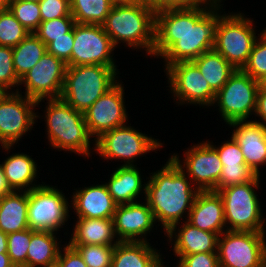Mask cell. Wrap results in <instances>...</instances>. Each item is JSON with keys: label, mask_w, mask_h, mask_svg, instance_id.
Instances as JSON below:
<instances>
[{"label": "cell", "mask_w": 266, "mask_h": 267, "mask_svg": "<svg viewBox=\"0 0 266 267\" xmlns=\"http://www.w3.org/2000/svg\"><path fill=\"white\" fill-rule=\"evenodd\" d=\"M211 2L155 13V45L152 57L161 58L166 69L190 62L213 50L215 29L224 4Z\"/></svg>", "instance_id": "6da1fadb"}, {"label": "cell", "mask_w": 266, "mask_h": 267, "mask_svg": "<svg viewBox=\"0 0 266 267\" xmlns=\"http://www.w3.org/2000/svg\"><path fill=\"white\" fill-rule=\"evenodd\" d=\"M147 179L144 200L162 231L166 233L173 225L187 221L199 190L173 159L169 157L166 164L150 173Z\"/></svg>", "instance_id": "7a4b0ae2"}, {"label": "cell", "mask_w": 266, "mask_h": 267, "mask_svg": "<svg viewBox=\"0 0 266 267\" xmlns=\"http://www.w3.org/2000/svg\"><path fill=\"white\" fill-rule=\"evenodd\" d=\"M45 100L47 105L43 118L46 123V139L51 149L89 158L92 151H95V140H91L94 138L88 131L83 112L75 110L61 98L39 100L37 107ZM91 145L94 148L91 149Z\"/></svg>", "instance_id": "3957f363"}, {"label": "cell", "mask_w": 266, "mask_h": 267, "mask_svg": "<svg viewBox=\"0 0 266 267\" xmlns=\"http://www.w3.org/2000/svg\"><path fill=\"white\" fill-rule=\"evenodd\" d=\"M102 27L115 48L124 43L125 47L139 51L143 49L146 55L152 57L155 12L151 8L137 3L113 5Z\"/></svg>", "instance_id": "277c9868"}, {"label": "cell", "mask_w": 266, "mask_h": 267, "mask_svg": "<svg viewBox=\"0 0 266 267\" xmlns=\"http://www.w3.org/2000/svg\"><path fill=\"white\" fill-rule=\"evenodd\" d=\"M118 70L104 65L67 66L60 98L84 113L119 81Z\"/></svg>", "instance_id": "5b68a950"}, {"label": "cell", "mask_w": 266, "mask_h": 267, "mask_svg": "<svg viewBox=\"0 0 266 267\" xmlns=\"http://www.w3.org/2000/svg\"><path fill=\"white\" fill-rule=\"evenodd\" d=\"M260 175L253 181L225 187L218 191L224 203L227 230L266 232V218L257 194ZM257 189V190H256Z\"/></svg>", "instance_id": "8992f818"}, {"label": "cell", "mask_w": 266, "mask_h": 267, "mask_svg": "<svg viewBox=\"0 0 266 267\" xmlns=\"http://www.w3.org/2000/svg\"><path fill=\"white\" fill-rule=\"evenodd\" d=\"M228 13L218 18L213 49L239 70L247 64L260 34L256 32L253 18H247L241 11Z\"/></svg>", "instance_id": "52a82bcc"}, {"label": "cell", "mask_w": 266, "mask_h": 267, "mask_svg": "<svg viewBox=\"0 0 266 267\" xmlns=\"http://www.w3.org/2000/svg\"><path fill=\"white\" fill-rule=\"evenodd\" d=\"M161 140L153 138L151 135L136 130L128 123L103 133L95 140V153L99 158L115 160L122 166H136L137 158L144 157L145 154L155 152L164 145Z\"/></svg>", "instance_id": "ba28073f"}, {"label": "cell", "mask_w": 266, "mask_h": 267, "mask_svg": "<svg viewBox=\"0 0 266 267\" xmlns=\"http://www.w3.org/2000/svg\"><path fill=\"white\" fill-rule=\"evenodd\" d=\"M58 187L45 184L28 191L27 222L33 231H61L70 218L71 203ZM70 208V209H69Z\"/></svg>", "instance_id": "9c48e42d"}, {"label": "cell", "mask_w": 266, "mask_h": 267, "mask_svg": "<svg viewBox=\"0 0 266 267\" xmlns=\"http://www.w3.org/2000/svg\"><path fill=\"white\" fill-rule=\"evenodd\" d=\"M259 84V81L239 69L229 77L227 83L216 93L212 106L218 107L221 119L227 125L235 121L253 119L252 115L256 111Z\"/></svg>", "instance_id": "30bf717a"}, {"label": "cell", "mask_w": 266, "mask_h": 267, "mask_svg": "<svg viewBox=\"0 0 266 267\" xmlns=\"http://www.w3.org/2000/svg\"><path fill=\"white\" fill-rule=\"evenodd\" d=\"M220 267H264L266 232L230 231L219 235Z\"/></svg>", "instance_id": "8fae6325"}, {"label": "cell", "mask_w": 266, "mask_h": 267, "mask_svg": "<svg viewBox=\"0 0 266 267\" xmlns=\"http://www.w3.org/2000/svg\"><path fill=\"white\" fill-rule=\"evenodd\" d=\"M36 107V100L14 91L0 101V147L6 154L31 132L35 121L43 117L35 112Z\"/></svg>", "instance_id": "7c38bea8"}, {"label": "cell", "mask_w": 266, "mask_h": 267, "mask_svg": "<svg viewBox=\"0 0 266 267\" xmlns=\"http://www.w3.org/2000/svg\"><path fill=\"white\" fill-rule=\"evenodd\" d=\"M168 79L169 92L178 106H212L216 93L192 62H178L164 69Z\"/></svg>", "instance_id": "4fadbf2b"}, {"label": "cell", "mask_w": 266, "mask_h": 267, "mask_svg": "<svg viewBox=\"0 0 266 267\" xmlns=\"http://www.w3.org/2000/svg\"><path fill=\"white\" fill-rule=\"evenodd\" d=\"M183 159L170 155L199 191H216L222 171L217 150L206 140L187 147Z\"/></svg>", "instance_id": "5bb4252c"}, {"label": "cell", "mask_w": 266, "mask_h": 267, "mask_svg": "<svg viewBox=\"0 0 266 267\" xmlns=\"http://www.w3.org/2000/svg\"><path fill=\"white\" fill-rule=\"evenodd\" d=\"M115 49L102 25L75 24L71 66L104 65L118 67L113 57Z\"/></svg>", "instance_id": "9a60e30c"}, {"label": "cell", "mask_w": 266, "mask_h": 267, "mask_svg": "<svg viewBox=\"0 0 266 267\" xmlns=\"http://www.w3.org/2000/svg\"><path fill=\"white\" fill-rule=\"evenodd\" d=\"M67 64L48 52L21 79L20 94L36 101L60 98L64 86ZM25 87L22 92L20 89ZM21 87V88H19ZM20 90V91H19Z\"/></svg>", "instance_id": "2e32d148"}, {"label": "cell", "mask_w": 266, "mask_h": 267, "mask_svg": "<svg viewBox=\"0 0 266 267\" xmlns=\"http://www.w3.org/2000/svg\"><path fill=\"white\" fill-rule=\"evenodd\" d=\"M123 82L119 81L104 93L83 114L90 135L96 140L103 133L127 124Z\"/></svg>", "instance_id": "e0dca14e"}, {"label": "cell", "mask_w": 266, "mask_h": 267, "mask_svg": "<svg viewBox=\"0 0 266 267\" xmlns=\"http://www.w3.org/2000/svg\"><path fill=\"white\" fill-rule=\"evenodd\" d=\"M115 234L119 241L148 242L146 238L157 224L147 202L117 205L113 215Z\"/></svg>", "instance_id": "ac0fdd59"}, {"label": "cell", "mask_w": 266, "mask_h": 267, "mask_svg": "<svg viewBox=\"0 0 266 267\" xmlns=\"http://www.w3.org/2000/svg\"><path fill=\"white\" fill-rule=\"evenodd\" d=\"M228 126L234 129L231 137L240 147L246 165L261 176L260 169L266 166V126L253 120L235 121Z\"/></svg>", "instance_id": "d6986e66"}, {"label": "cell", "mask_w": 266, "mask_h": 267, "mask_svg": "<svg viewBox=\"0 0 266 267\" xmlns=\"http://www.w3.org/2000/svg\"><path fill=\"white\" fill-rule=\"evenodd\" d=\"M180 223L173 225L164 233L166 235L164 237H167L169 244L171 243L173 255L217 252L219 238L217 233L201 230L187 221Z\"/></svg>", "instance_id": "ffe728a7"}, {"label": "cell", "mask_w": 266, "mask_h": 267, "mask_svg": "<svg viewBox=\"0 0 266 267\" xmlns=\"http://www.w3.org/2000/svg\"><path fill=\"white\" fill-rule=\"evenodd\" d=\"M71 209L79 218H113L117 204L110 195L106 184H93L74 189Z\"/></svg>", "instance_id": "44dd1931"}, {"label": "cell", "mask_w": 266, "mask_h": 267, "mask_svg": "<svg viewBox=\"0 0 266 267\" xmlns=\"http://www.w3.org/2000/svg\"><path fill=\"white\" fill-rule=\"evenodd\" d=\"M187 222L207 232L220 235L227 230L222 197L215 191H199L194 199Z\"/></svg>", "instance_id": "7402d4cb"}, {"label": "cell", "mask_w": 266, "mask_h": 267, "mask_svg": "<svg viewBox=\"0 0 266 267\" xmlns=\"http://www.w3.org/2000/svg\"><path fill=\"white\" fill-rule=\"evenodd\" d=\"M142 176L137 165L116 167L105 184L117 205L145 199L147 181L145 182Z\"/></svg>", "instance_id": "603a6c76"}, {"label": "cell", "mask_w": 266, "mask_h": 267, "mask_svg": "<svg viewBox=\"0 0 266 267\" xmlns=\"http://www.w3.org/2000/svg\"><path fill=\"white\" fill-rule=\"evenodd\" d=\"M68 245H116L113 218L76 217Z\"/></svg>", "instance_id": "cb8c5ba5"}, {"label": "cell", "mask_w": 266, "mask_h": 267, "mask_svg": "<svg viewBox=\"0 0 266 267\" xmlns=\"http://www.w3.org/2000/svg\"><path fill=\"white\" fill-rule=\"evenodd\" d=\"M159 251L149 242L119 241L114 246L111 267H167Z\"/></svg>", "instance_id": "d4e9b609"}, {"label": "cell", "mask_w": 266, "mask_h": 267, "mask_svg": "<svg viewBox=\"0 0 266 267\" xmlns=\"http://www.w3.org/2000/svg\"><path fill=\"white\" fill-rule=\"evenodd\" d=\"M3 161L1 165L7 182L13 191H30L42 185L40 182L37 184L38 180H36L39 177L38 163L29 153H13Z\"/></svg>", "instance_id": "484cf974"}, {"label": "cell", "mask_w": 266, "mask_h": 267, "mask_svg": "<svg viewBox=\"0 0 266 267\" xmlns=\"http://www.w3.org/2000/svg\"><path fill=\"white\" fill-rule=\"evenodd\" d=\"M28 191H13L0 198V230L6 234L29 228Z\"/></svg>", "instance_id": "4316f807"}, {"label": "cell", "mask_w": 266, "mask_h": 267, "mask_svg": "<svg viewBox=\"0 0 266 267\" xmlns=\"http://www.w3.org/2000/svg\"><path fill=\"white\" fill-rule=\"evenodd\" d=\"M55 232L33 231L27 252V267H50L56 265L62 240ZM58 238V239H57Z\"/></svg>", "instance_id": "83f0119b"}, {"label": "cell", "mask_w": 266, "mask_h": 267, "mask_svg": "<svg viewBox=\"0 0 266 267\" xmlns=\"http://www.w3.org/2000/svg\"><path fill=\"white\" fill-rule=\"evenodd\" d=\"M208 82L210 88L217 93L228 81L236 69L214 49L202 53L192 61Z\"/></svg>", "instance_id": "f1b7e54d"}, {"label": "cell", "mask_w": 266, "mask_h": 267, "mask_svg": "<svg viewBox=\"0 0 266 267\" xmlns=\"http://www.w3.org/2000/svg\"><path fill=\"white\" fill-rule=\"evenodd\" d=\"M12 50L14 69L21 79L47 53V46L34 33H30Z\"/></svg>", "instance_id": "f546056e"}, {"label": "cell", "mask_w": 266, "mask_h": 267, "mask_svg": "<svg viewBox=\"0 0 266 267\" xmlns=\"http://www.w3.org/2000/svg\"><path fill=\"white\" fill-rule=\"evenodd\" d=\"M112 6L110 0H72L70 12L78 24L102 25Z\"/></svg>", "instance_id": "4dcf8cb0"}, {"label": "cell", "mask_w": 266, "mask_h": 267, "mask_svg": "<svg viewBox=\"0 0 266 267\" xmlns=\"http://www.w3.org/2000/svg\"><path fill=\"white\" fill-rule=\"evenodd\" d=\"M8 9L29 33H34L42 22L37 2L11 0Z\"/></svg>", "instance_id": "1f68e13d"}, {"label": "cell", "mask_w": 266, "mask_h": 267, "mask_svg": "<svg viewBox=\"0 0 266 267\" xmlns=\"http://www.w3.org/2000/svg\"><path fill=\"white\" fill-rule=\"evenodd\" d=\"M29 34L9 9L0 11V46L13 48Z\"/></svg>", "instance_id": "d6a6232c"}, {"label": "cell", "mask_w": 266, "mask_h": 267, "mask_svg": "<svg viewBox=\"0 0 266 267\" xmlns=\"http://www.w3.org/2000/svg\"><path fill=\"white\" fill-rule=\"evenodd\" d=\"M242 70L259 82H263L266 79V33L264 30L260 31L248 62Z\"/></svg>", "instance_id": "836d02e7"}, {"label": "cell", "mask_w": 266, "mask_h": 267, "mask_svg": "<svg viewBox=\"0 0 266 267\" xmlns=\"http://www.w3.org/2000/svg\"><path fill=\"white\" fill-rule=\"evenodd\" d=\"M31 236L30 228L7 234V254L14 266L27 267V252Z\"/></svg>", "instance_id": "e575fe53"}, {"label": "cell", "mask_w": 266, "mask_h": 267, "mask_svg": "<svg viewBox=\"0 0 266 267\" xmlns=\"http://www.w3.org/2000/svg\"><path fill=\"white\" fill-rule=\"evenodd\" d=\"M82 256L87 267H111L114 245H69Z\"/></svg>", "instance_id": "d590c367"}, {"label": "cell", "mask_w": 266, "mask_h": 267, "mask_svg": "<svg viewBox=\"0 0 266 267\" xmlns=\"http://www.w3.org/2000/svg\"><path fill=\"white\" fill-rule=\"evenodd\" d=\"M76 24L73 17H61L41 22L34 34L47 46L54 38L64 37Z\"/></svg>", "instance_id": "8d00e7d4"}, {"label": "cell", "mask_w": 266, "mask_h": 267, "mask_svg": "<svg viewBox=\"0 0 266 267\" xmlns=\"http://www.w3.org/2000/svg\"><path fill=\"white\" fill-rule=\"evenodd\" d=\"M257 176L256 172L247 165H239V167H223L215 192L228 186L253 181Z\"/></svg>", "instance_id": "74e56055"}, {"label": "cell", "mask_w": 266, "mask_h": 267, "mask_svg": "<svg viewBox=\"0 0 266 267\" xmlns=\"http://www.w3.org/2000/svg\"><path fill=\"white\" fill-rule=\"evenodd\" d=\"M0 83L11 92L13 90L15 92L18 91L20 79L17 77L14 69L12 47L0 46Z\"/></svg>", "instance_id": "f35d334b"}, {"label": "cell", "mask_w": 266, "mask_h": 267, "mask_svg": "<svg viewBox=\"0 0 266 267\" xmlns=\"http://www.w3.org/2000/svg\"><path fill=\"white\" fill-rule=\"evenodd\" d=\"M207 141L217 150L223 167H239V165H246L243 153L232 137L218 146L215 145L213 141Z\"/></svg>", "instance_id": "ab89813d"}, {"label": "cell", "mask_w": 266, "mask_h": 267, "mask_svg": "<svg viewBox=\"0 0 266 267\" xmlns=\"http://www.w3.org/2000/svg\"><path fill=\"white\" fill-rule=\"evenodd\" d=\"M38 4L42 22L61 17H72L70 2L67 0H40Z\"/></svg>", "instance_id": "60d3db41"}, {"label": "cell", "mask_w": 266, "mask_h": 267, "mask_svg": "<svg viewBox=\"0 0 266 267\" xmlns=\"http://www.w3.org/2000/svg\"><path fill=\"white\" fill-rule=\"evenodd\" d=\"M74 46V28L64 37L54 38L47 45V52L63 60L67 66H71V52Z\"/></svg>", "instance_id": "b9f144b4"}, {"label": "cell", "mask_w": 266, "mask_h": 267, "mask_svg": "<svg viewBox=\"0 0 266 267\" xmlns=\"http://www.w3.org/2000/svg\"><path fill=\"white\" fill-rule=\"evenodd\" d=\"M179 260L176 267H220L217 252L175 255Z\"/></svg>", "instance_id": "7bdbcfd3"}, {"label": "cell", "mask_w": 266, "mask_h": 267, "mask_svg": "<svg viewBox=\"0 0 266 267\" xmlns=\"http://www.w3.org/2000/svg\"><path fill=\"white\" fill-rule=\"evenodd\" d=\"M56 265L58 267H87L79 252L66 243L60 250Z\"/></svg>", "instance_id": "ee69618b"}, {"label": "cell", "mask_w": 266, "mask_h": 267, "mask_svg": "<svg viewBox=\"0 0 266 267\" xmlns=\"http://www.w3.org/2000/svg\"><path fill=\"white\" fill-rule=\"evenodd\" d=\"M255 116L258 120L255 118L253 121L266 126V84L263 82L258 87Z\"/></svg>", "instance_id": "f6af8a7d"}, {"label": "cell", "mask_w": 266, "mask_h": 267, "mask_svg": "<svg viewBox=\"0 0 266 267\" xmlns=\"http://www.w3.org/2000/svg\"><path fill=\"white\" fill-rule=\"evenodd\" d=\"M209 0H157V12L166 9L185 8L208 3Z\"/></svg>", "instance_id": "bcb514c9"}, {"label": "cell", "mask_w": 266, "mask_h": 267, "mask_svg": "<svg viewBox=\"0 0 266 267\" xmlns=\"http://www.w3.org/2000/svg\"><path fill=\"white\" fill-rule=\"evenodd\" d=\"M12 192L13 190L9 186L7 179L5 177V174H4L3 167L0 164V198Z\"/></svg>", "instance_id": "7dc6e473"}, {"label": "cell", "mask_w": 266, "mask_h": 267, "mask_svg": "<svg viewBox=\"0 0 266 267\" xmlns=\"http://www.w3.org/2000/svg\"><path fill=\"white\" fill-rule=\"evenodd\" d=\"M136 3L151 8L157 13V0H136Z\"/></svg>", "instance_id": "c3c4849f"}, {"label": "cell", "mask_w": 266, "mask_h": 267, "mask_svg": "<svg viewBox=\"0 0 266 267\" xmlns=\"http://www.w3.org/2000/svg\"><path fill=\"white\" fill-rule=\"evenodd\" d=\"M0 253H7V234L0 230Z\"/></svg>", "instance_id": "681fc988"}, {"label": "cell", "mask_w": 266, "mask_h": 267, "mask_svg": "<svg viewBox=\"0 0 266 267\" xmlns=\"http://www.w3.org/2000/svg\"><path fill=\"white\" fill-rule=\"evenodd\" d=\"M9 255L7 253H0V267H13Z\"/></svg>", "instance_id": "f907efd6"}, {"label": "cell", "mask_w": 266, "mask_h": 267, "mask_svg": "<svg viewBox=\"0 0 266 267\" xmlns=\"http://www.w3.org/2000/svg\"><path fill=\"white\" fill-rule=\"evenodd\" d=\"M10 93L11 91L2 83H0V101H2Z\"/></svg>", "instance_id": "816d5d0a"}, {"label": "cell", "mask_w": 266, "mask_h": 267, "mask_svg": "<svg viewBox=\"0 0 266 267\" xmlns=\"http://www.w3.org/2000/svg\"><path fill=\"white\" fill-rule=\"evenodd\" d=\"M113 5L134 4L136 0H110Z\"/></svg>", "instance_id": "f5cc1de1"}, {"label": "cell", "mask_w": 266, "mask_h": 267, "mask_svg": "<svg viewBox=\"0 0 266 267\" xmlns=\"http://www.w3.org/2000/svg\"><path fill=\"white\" fill-rule=\"evenodd\" d=\"M11 0H0V11L7 10Z\"/></svg>", "instance_id": "db71d44e"}, {"label": "cell", "mask_w": 266, "mask_h": 267, "mask_svg": "<svg viewBox=\"0 0 266 267\" xmlns=\"http://www.w3.org/2000/svg\"><path fill=\"white\" fill-rule=\"evenodd\" d=\"M22 1H32V2H39L40 0H22Z\"/></svg>", "instance_id": "11a10c76"}, {"label": "cell", "mask_w": 266, "mask_h": 267, "mask_svg": "<svg viewBox=\"0 0 266 267\" xmlns=\"http://www.w3.org/2000/svg\"><path fill=\"white\" fill-rule=\"evenodd\" d=\"M211 2H222L223 0H209Z\"/></svg>", "instance_id": "9f6ffc18"}, {"label": "cell", "mask_w": 266, "mask_h": 267, "mask_svg": "<svg viewBox=\"0 0 266 267\" xmlns=\"http://www.w3.org/2000/svg\"><path fill=\"white\" fill-rule=\"evenodd\" d=\"M264 267H266V255H265V261H264Z\"/></svg>", "instance_id": "6f0895ef"}]
</instances>
